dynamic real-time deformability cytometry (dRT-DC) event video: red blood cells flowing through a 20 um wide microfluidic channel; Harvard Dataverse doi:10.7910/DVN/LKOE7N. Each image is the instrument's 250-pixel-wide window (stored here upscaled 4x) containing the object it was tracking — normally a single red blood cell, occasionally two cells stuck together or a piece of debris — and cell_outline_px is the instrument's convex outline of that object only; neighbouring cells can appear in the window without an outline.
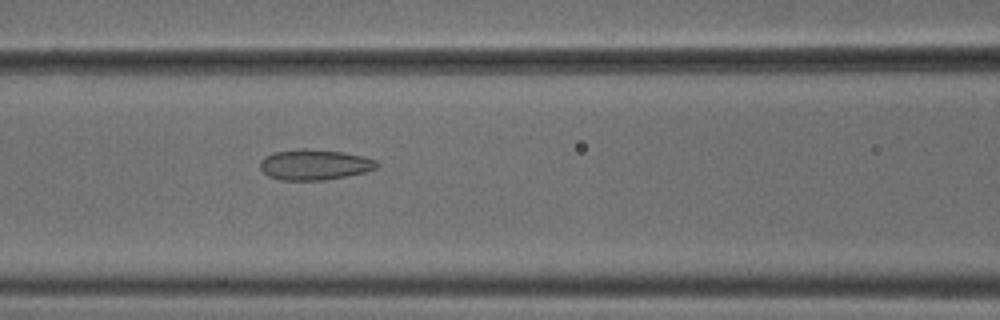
{"species": "common noctule bat (a hibernating species)", "species_latin": "Nyctalus noctula", "temperature_condition": "cold", "stored_images_in_passage": 53, "camera_frame_rate_fps": 3000, "um_per_image_px": 0.085, "animal": {"sex": "male", "body_mass_g": 18.8}, "frame": {"image": 1, "passage_image": 23, "time_ms": 7.333, "image_size_px": [1000, 320], "cell_outline_px": [[380, 164], [376, 168], [364, 172], [324, 180], [280, 180], [268, 176], [260, 168], [260, 160], [264, 156], [272, 152], [300, 148], [304, 148], [344, 152], [364, 156], [376, 160]], "centroid_in_image_um": [26.71, 13.98], "position_along_channel_um": 139.9, "area_um2": 20.92}}
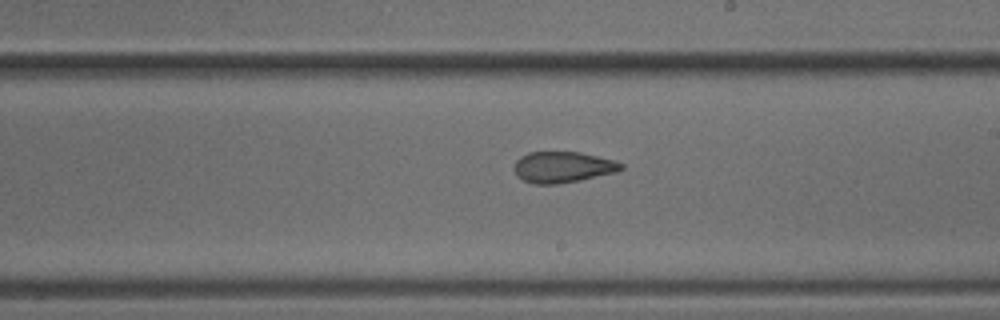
{"frame": {"image": 2, "passage_image": 31, "time_ms": 10.0, "image_size_px": [1000, 320], "cell_outline_px": [[624, 168], [616, 172], [580, 180], [556, 184], [532, 184], [516, 176], [512, 168], [516, 160], [520, 156], [528, 152], [580, 152], [616, 160], [624, 164]], "centroid_in_image_um": [47.82, 14.2], "position_along_channel_um": 241.2, "area_um2": 19.59}}
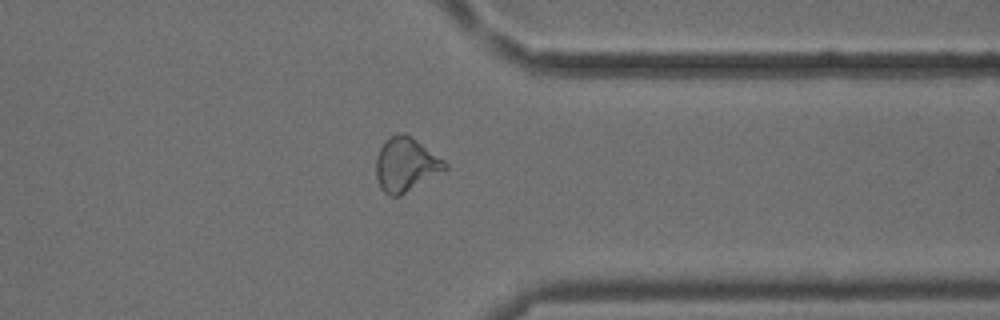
{"frame": {"image": 3, "passage_image": 42, "time_ms": 13.667, "image_size_px": [1000, 320], "cell_outline_px": [[448, 168], [400, 196], [388, 196], [380, 188], [376, 176], [376, 156], [384, 140], [388, 136], [400, 132], [404, 132], [412, 136], [444, 160], [448, 164]], "centroid_in_image_um": [34.47, 13.97], "position_along_channel_um": 376.9, "area_um2": 21.85}, "authors_computed_cell_mechanics": {"area_um2": 21.8484, "velocity_mm_per_s": 3.8025, "shape_relaxation_time_tau1_ms": null, "shape_relaxation_time_tau2_ms": 1.7405, "deformation_change_tau1": null, "deformation_change_tau2": 0.1003}}